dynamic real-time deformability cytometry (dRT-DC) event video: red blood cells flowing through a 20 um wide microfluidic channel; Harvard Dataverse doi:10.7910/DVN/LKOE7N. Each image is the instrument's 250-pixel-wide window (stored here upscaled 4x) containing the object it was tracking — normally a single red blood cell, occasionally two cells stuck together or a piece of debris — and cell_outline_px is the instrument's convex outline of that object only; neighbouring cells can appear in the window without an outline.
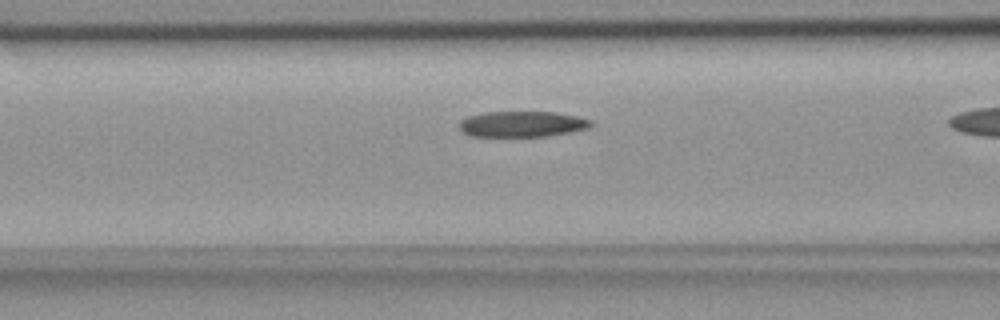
{"species": "common noctule bat (a hibernating species)", "species_latin": "Nyctalus noctula", "temperature_condition": "room temperature", "stored_images_in_passage": 34, "camera_frame_rate_fps": 3000, "um_per_image_px": 0.085, "animal": {"sex": "female", "body_mass_g": 18.4}, "frame": {"image": 1, "passage_image": 13, "time_ms": 4.0, "image_size_px": [1000, 320], "cell_outline_px": [[592, 124], [588, 128], [572, 132], [544, 136], [472, 136], [464, 132], [460, 128], [460, 120], [468, 116], [484, 112], [556, 112], [576, 116], [592, 120]], "centroid_in_image_um": [44.39, 10.54], "position_along_channel_um": 122.2, "area_um2": 19.65}}
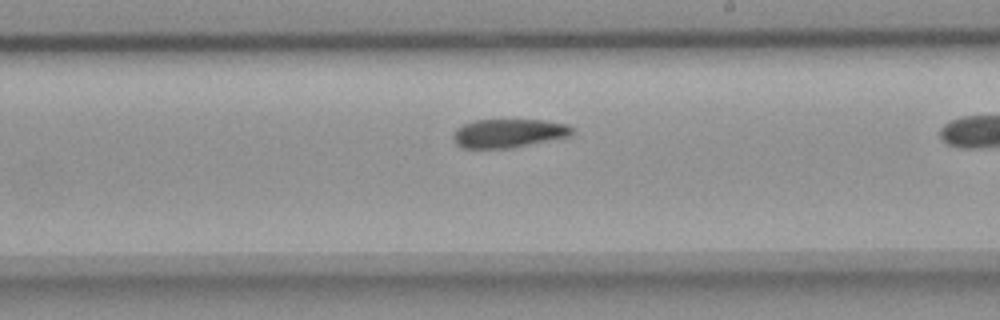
{"frame": {"image": 2, "passage_image": 23, "time_ms": 7.333, "image_size_px": [1000, 320], "cell_outline_px": [[572, 136], [508, 148], [464, 148], [456, 144], [452, 136], [456, 128], [464, 124], [476, 120], [544, 120], [568, 124], [572, 128]], "centroid_in_image_um": [43.23, 11.32], "position_along_channel_um": 245.8, "area_um2": 19.77}}
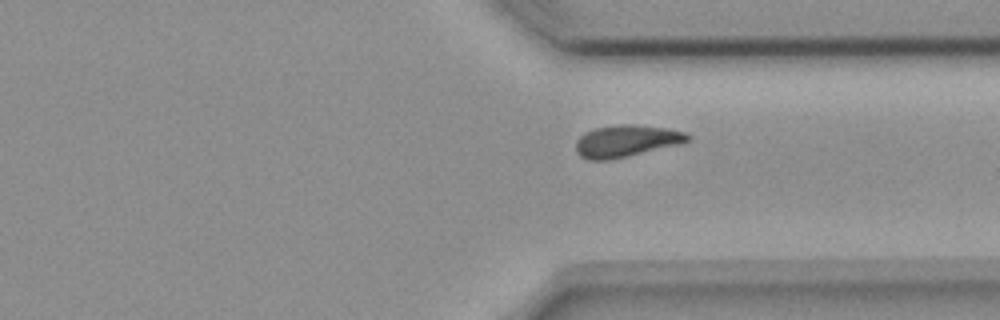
{"frame": {"image": 3, "passage_image": 32, "time_ms": 10.333, "image_size_px": [1000, 320], "cell_outline_px": [[692, 140], [684, 144], [628, 156], [608, 160], [588, 160], [580, 156], [576, 152], [576, 140], [584, 132], [596, 128], [620, 124], [632, 124], [668, 128], [684, 132], [692, 136]], "centroid_in_image_um": [53.29, 11.99], "position_along_channel_um": 358.1, "area_um2": 21.15}}